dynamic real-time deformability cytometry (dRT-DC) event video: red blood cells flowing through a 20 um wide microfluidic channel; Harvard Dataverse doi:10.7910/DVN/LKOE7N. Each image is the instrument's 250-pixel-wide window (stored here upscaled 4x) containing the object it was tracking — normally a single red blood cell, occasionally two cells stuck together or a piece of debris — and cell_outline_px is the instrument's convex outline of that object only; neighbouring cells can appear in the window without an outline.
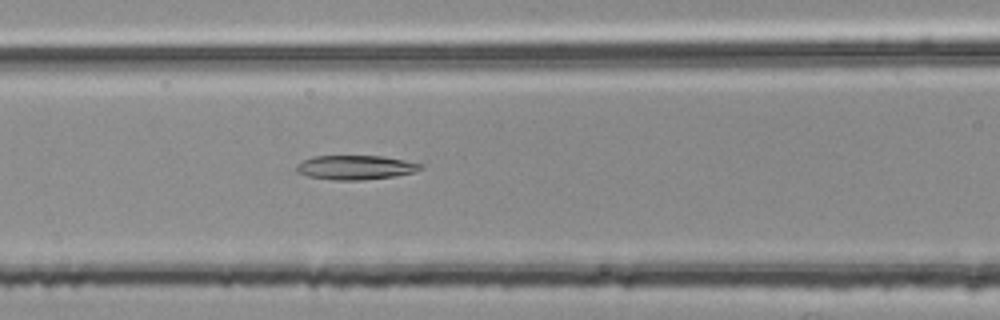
{"species": "common noctule bat (a hibernating species)", "species_latin": "Nyctalus noctula", "temperature_condition": "room temperature", "stored_images_in_passage": 35, "camera_frame_rate_fps": 3000, "um_per_image_px": 0.085, "animal": {"sex": "female", "body_mass_g": 25.1}, "frame": {"image": 1, "passage_image": 8, "time_ms": 2.333, "image_size_px": [1000, 320], "cell_outline_px": [[424, 168], [416, 172], [396, 176], [360, 180], [332, 180], [308, 176], [296, 172], [296, 164], [312, 156], [380, 156], [404, 160], [424, 164]], "centroid_in_image_um": [30.24, 14.23], "position_along_channel_um": 136.4, "area_um2": 17.69}}
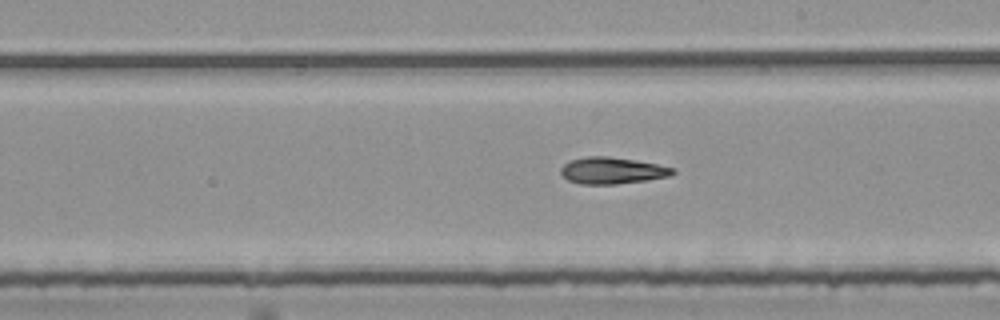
{"frame": {"image": 2, "passage_image": 16, "time_ms": 5.0, "image_size_px": [1000, 320], "cell_outline_px": [[676, 172], [668, 176], [648, 180], [616, 184], [580, 184], [568, 180], [560, 172], [560, 168], [564, 164], [572, 160], [588, 156], [608, 156], [636, 160], [676, 168]], "centroid_in_image_um": [52.05, 14.5], "position_along_channel_um": 237.0, "area_um2": 17.34}}
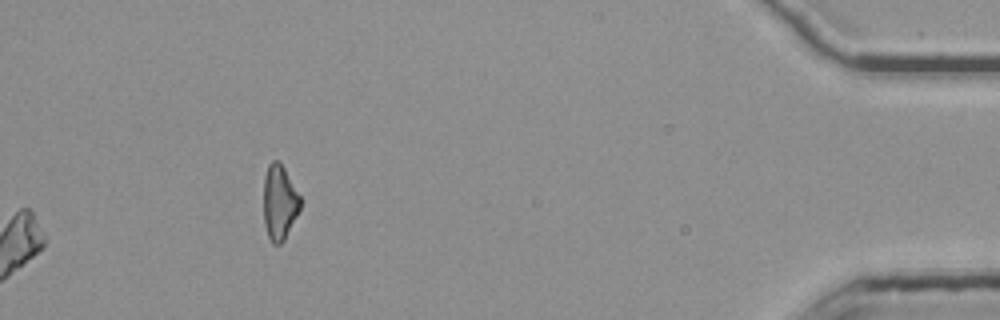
{"frame": {"image": 3, "passage_image": 35, "time_ms": 11.333, "image_size_px": [1000, 320], "cell_outline_px": [[300, 208], [284, 240], [280, 244], [272, 244], [268, 236], [264, 224], [264, 176], [268, 164], [272, 160], [280, 160], [300, 196]], "centroid_in_image_um": [23.74, 17.18], "position_along_channel_um": 411.5, "area_um2": 16.01}}